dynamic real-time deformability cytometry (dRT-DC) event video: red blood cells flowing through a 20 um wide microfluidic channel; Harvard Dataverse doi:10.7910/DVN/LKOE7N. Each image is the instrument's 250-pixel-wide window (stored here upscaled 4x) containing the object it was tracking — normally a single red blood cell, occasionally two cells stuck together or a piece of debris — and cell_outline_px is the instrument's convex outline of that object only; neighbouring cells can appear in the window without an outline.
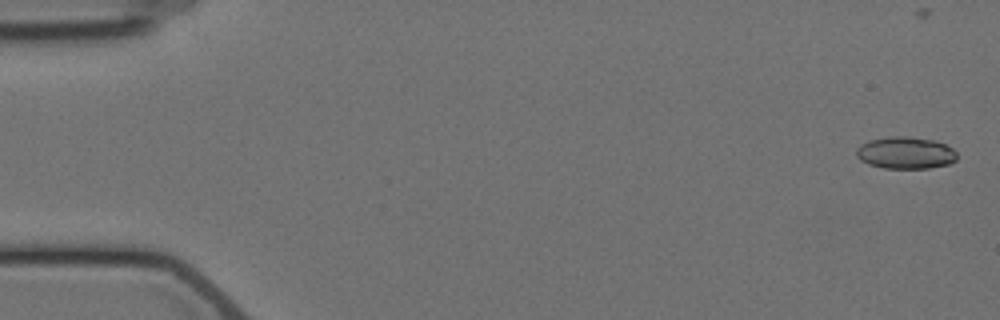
{"species": "Egyptian fruit bat (a non-hibernating species)", "species_latin": "Rousettus aegyptiacus", "temperature_condition": "cold", "stored_images_in_passage": 7, "camera_frame_rate_fps": 3000, "um_per_image_px": 0.085, "animal": {"sex": "female"}, "frame": {"image": 1, "passage_image": 1, "time_ms": 0.0, "image_size_px": [1000, 320], "cell_outline_px": [[956, 160], [948, 164], [928, 168], [884, 168], [868, 164], [860, 160], [856, 156], [856, 148], [860, 144], [868, 140], [892, 136], [908, 136], [936, 140], [952, 148], [956, 152]], "centroid_in_image_um": [76.94, 12.98], "position_along_channel_um": 8.1, "area_um2": 18.9}}
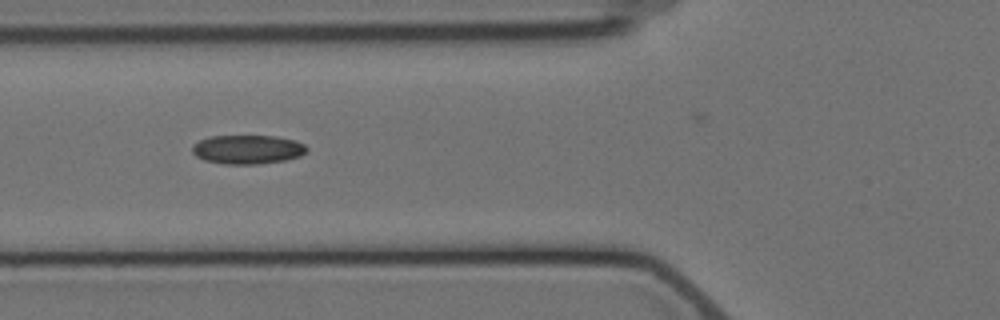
{"frame": {"image": 2, "passage_image": 6, "time_ms": 6.667, "image_size_px": [1000, 320], "cell_outline_px": [[308, 152], [300, 156], [284, 160], [256, 164], [224, 164], [204, 160], [196, 156], [192, 152], [192, 144], [208, 136], [276, 136], [296, 140], [304, 144], [308, 148]], "centroid_in_image_um": [21.05, 12.7], "position_along_channel_um": 104.8, "area_um2": 19.48}}
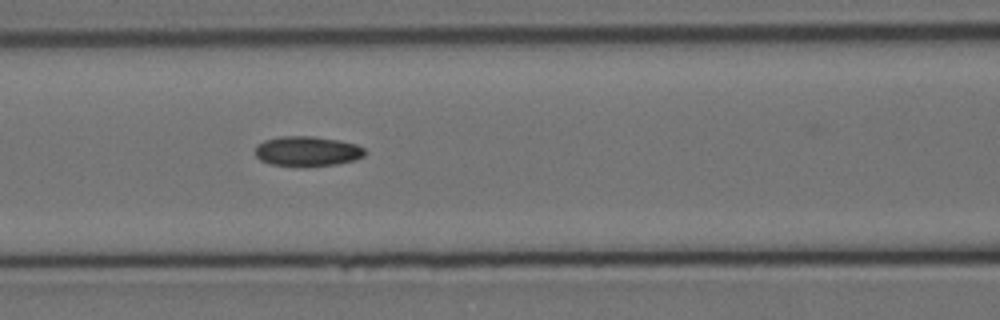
{"frame": {"image": 3, "passage_image": 7, "time_ms": 7.667, "image_size_px": [1000, 320], "cell_outline_px": [[368, 152], [364, 156], [356, 160], [336, 164], [304, 168], [268, 164], [260, 160], [256, 156], [256, 144], [264, 140], [280, 136], [312, 136], [340, 140], [356, 144], [364, 148]], "centroid_in_image_um": [26.12, 12.87], "position_along_channel_um": 140.5, "area_um2": 19.77}}